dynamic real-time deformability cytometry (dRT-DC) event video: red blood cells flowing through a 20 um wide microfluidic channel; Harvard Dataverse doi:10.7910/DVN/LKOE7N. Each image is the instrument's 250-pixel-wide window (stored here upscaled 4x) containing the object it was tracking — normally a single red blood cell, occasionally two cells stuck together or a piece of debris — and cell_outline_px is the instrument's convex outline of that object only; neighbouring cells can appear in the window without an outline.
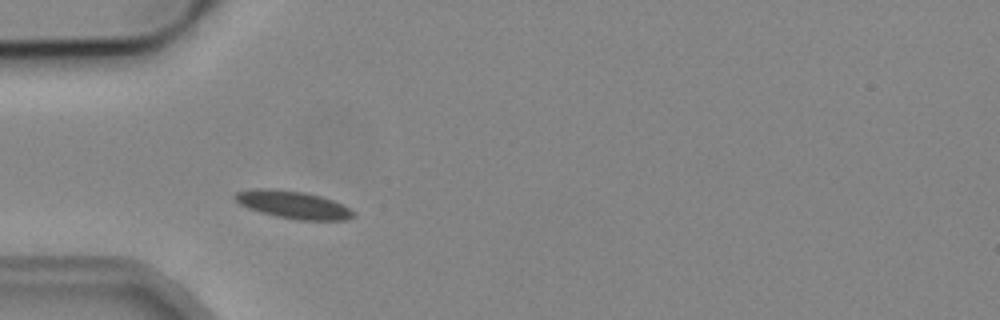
{"species": "common noctule bat (a hibernating species)", "species_latin": "Nyctalus noctula", "temperature_condition": "cold", "stored_images_in_passage": 3, "camera_frame_rate_fps": 3000, "um_per_image_px": 0.085, "animal": {"sex": "male", "body_mass_g": 19.2, "forearm_length_mm": 51.8}, "frame": {"image": 1, "passage_image": 2, "time_ms": 3.667, "image_size_px": [1000, 320], "cell_outline_px": [[356, 216], [348, 220], [300, 220], [276, 216], [260, 212], [248, 208], [240, 204], [232, 196], [236, 192], [260, 188], [268, 188], [304, 192], [320, 196], [332, 200], [356, 212]], "centroid_in_image_um": [24.93, 17.41], "position_along_channel_um": 60.1, "area_um2": 18.96}}